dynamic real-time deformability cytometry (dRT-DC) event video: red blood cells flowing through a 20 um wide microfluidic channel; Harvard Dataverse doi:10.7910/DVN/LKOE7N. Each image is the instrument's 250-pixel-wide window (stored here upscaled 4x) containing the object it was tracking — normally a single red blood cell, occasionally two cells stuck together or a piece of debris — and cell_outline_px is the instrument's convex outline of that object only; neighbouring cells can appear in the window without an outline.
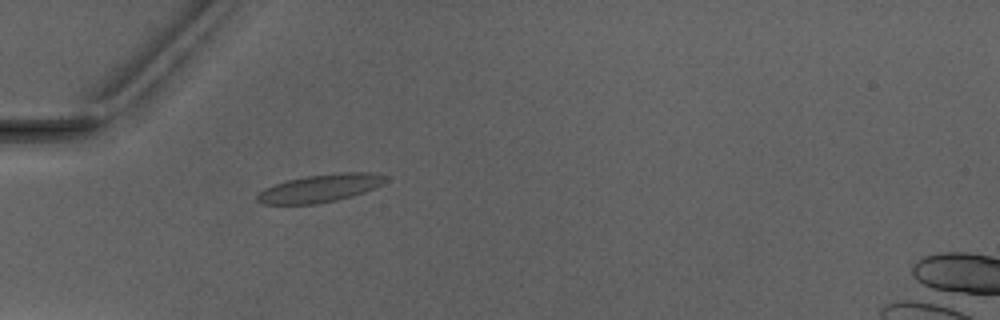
{"species": "Egyptian fruit bat (a non-hibernating species)", "species_latin": "Rousettus aegyptiacus", "temperature_condition": "warm", "stored_images_in_passage": 5, "camera_frame_rate_fps": 3000, "um_per_image_px": 0.085, "animal": {"sex": "male"}, "frame": {"image": 1, "passage_image": 5, "time_ms": 4.667, "image_size_px": [1000, 320], "cell_outline_px": [[388, 180], [384, 184], [376, 188], [352, 196], [336, 200], [316, 204], [264, 204], [256, 200], [256, 196], [264, 188], [284, 180], [304, 176], [336, 172], [372, 172], [388, 176]], "centroid_in_image_um": [27.25, 15.98], "position_along_channel_um": 57.8, "area_um2": 21.21}}